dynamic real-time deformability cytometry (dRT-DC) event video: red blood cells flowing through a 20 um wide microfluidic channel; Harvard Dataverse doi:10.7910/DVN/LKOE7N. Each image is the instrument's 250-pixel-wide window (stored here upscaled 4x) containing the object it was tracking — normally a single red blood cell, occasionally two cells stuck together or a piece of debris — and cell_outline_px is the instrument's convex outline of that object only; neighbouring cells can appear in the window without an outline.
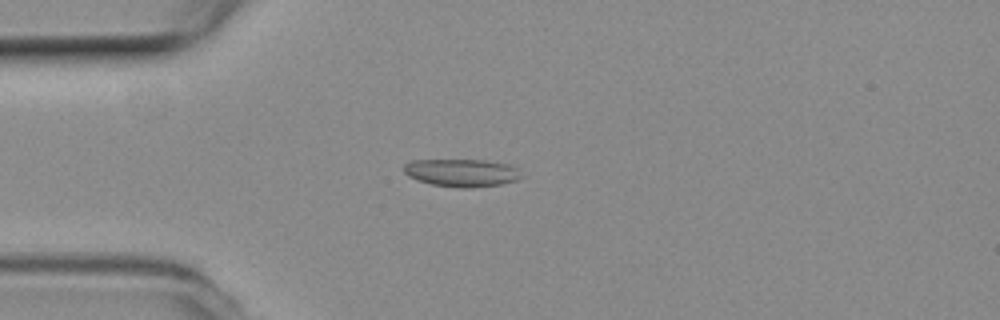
{"species": "common noctule bat (a hibernating species)", "species_latin": "Nyctalus noctula", "temperature_condition": "room temperature", "stored_images_in_passage": 53, "camera_frame_rate_fps": 3000, "um_per_image_px": 0.085, "animal": {"sex": "female", "body_mass_g": 19.3, "forearm_length_mm": 54.1}, "frame": {"image": 1, "passage_image": 13, "time_ms": 4.0, "image_size_px": [1000, 320], "cell_outline_px": [[524, 176], [516, 180], [500, 184], [472, 188], [460, 188], [432, 184], [416, 180], [408, 176], [404, 172], [404, 164], [412, 160], [484, 160], [508, 164], [516, 168]], "centroid_in_image_um": [39.24, 14.69], "position_along_channel_um": 45.8, "area_um2": 19.02}}
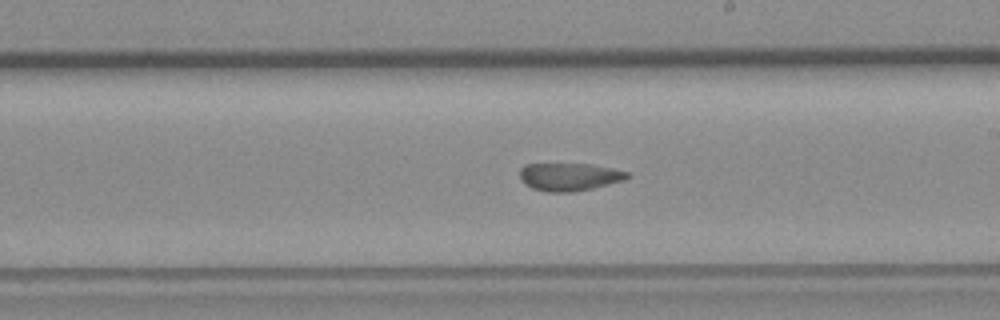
{"frame": {"image": 2, "passage_image": 30, "time_ms": 9.667, "image_size_px": [1000, 320], "cell_outline_px": [[628, 176], [624, 180], [592, 188], [572, 192], [544, 192], [532, 188], [524, 184], [520, 180], [520, 168], [524, 164], [592, 164], [612, 168], [628, 172]], "centroid_in_image_um": [48.34, 15.03], "position_along_channel_um": 240.7, "area_um2": 17.46}}
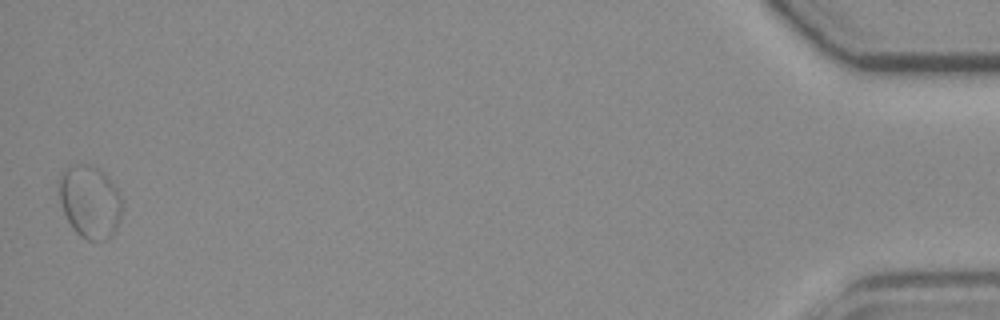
{"frame": {"image": 3, "passage_image": 53, "time_ms": 17.333, "image_size_px": [1000, 320], "cell_outline_px": [[124, 204], [116, 228], [112, 236], [108, 240], [88, 240], [80, 236], [72, 228], [64, 212], [60, 200], [60, 176], [68, 168], [76, 164], [88, 164], [100, 168], [108, 176], [120, 192], [124, 200]], "centroid_in_image_um": [7.7, 17.15], "position_along_channel_um": 427.5, "area_um2": 26.88}, "authors_computed_cell_mechanics": {"area_um2": 18.5538, "velocity_mm_per_s": 3.7407, "shape_relaxation_time_tau1_ms": null, "shape_relaxation_time_tau2_ms": 2.5751, "deformation_change_tau1": null, "deformation_change_tau2": 0.0665}}